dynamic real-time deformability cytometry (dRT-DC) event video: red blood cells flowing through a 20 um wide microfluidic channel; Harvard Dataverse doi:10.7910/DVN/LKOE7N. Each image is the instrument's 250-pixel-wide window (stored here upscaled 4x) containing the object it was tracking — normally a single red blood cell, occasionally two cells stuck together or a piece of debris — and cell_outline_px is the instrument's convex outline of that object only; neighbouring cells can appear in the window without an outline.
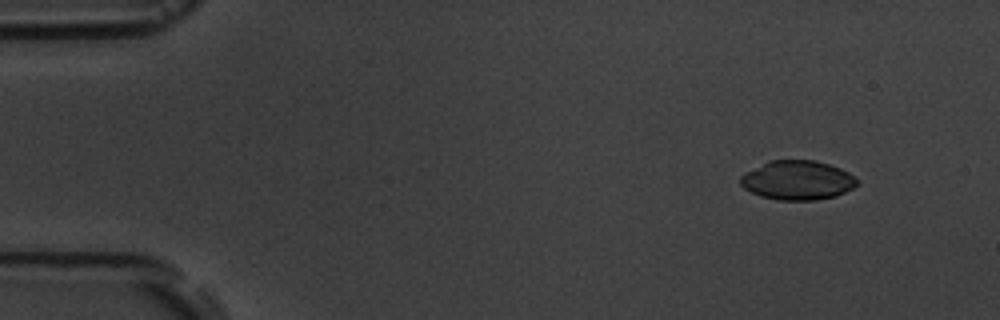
{"species": "common noctule bat (a hibernating species)", "species_latin": "Nyctalus noctula", "temperature_condition": "room temperature", "stored_images_in_passage": 4, "camera_frame_rate_fps": 3000, "um_per_image_px": 0.085, "animal": {"sex": "male", "body_mass_g": 19.5, "forearm_length_mm": 54.6}, "frame": {"image": 1, "passage_image": 2, "time_ms": 1.0, "image_size_px": [1000, 320], "cell_outline_px": [[860, 184], [836, 196], [816, 200], [776, 200], [760, 196], [744, 188], [740, 184], [740, 176], [744, 172], [772, 160], [816, 160], [840, 168], [848, 172]], "centroid_in_image_um": [67.77, 15.32], "position_along_channel_um": 17.2, "area_um2": 26.65}}
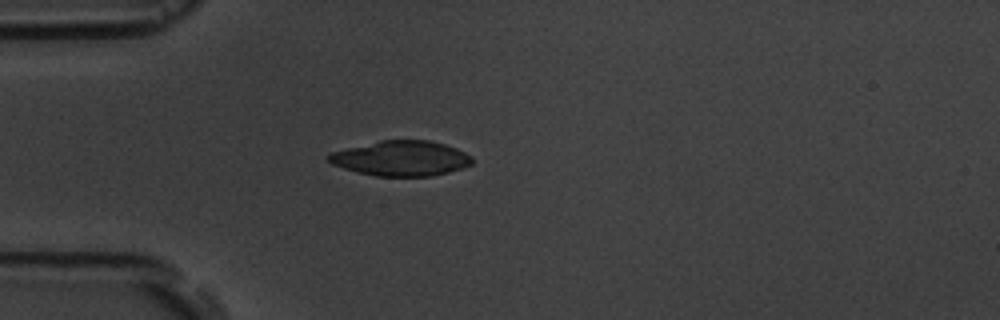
{"frame": {"image": 2, "passage_image": 4, "time_ms": 4.333, "image_size_px": [1000, 320], "cell_outline_px": [[472, 164], [464, 168], [432, 176], [376, 176], [344, 168], [332, 164], [324, 156], [332, 152], [380, 140], [428, 140], [444, 144], [456, 148], [472, 156]], "centroid_in_image_um": [34.11, 13.46], "position_along_channel_um": 50.9, "area_um2": 29.25}}